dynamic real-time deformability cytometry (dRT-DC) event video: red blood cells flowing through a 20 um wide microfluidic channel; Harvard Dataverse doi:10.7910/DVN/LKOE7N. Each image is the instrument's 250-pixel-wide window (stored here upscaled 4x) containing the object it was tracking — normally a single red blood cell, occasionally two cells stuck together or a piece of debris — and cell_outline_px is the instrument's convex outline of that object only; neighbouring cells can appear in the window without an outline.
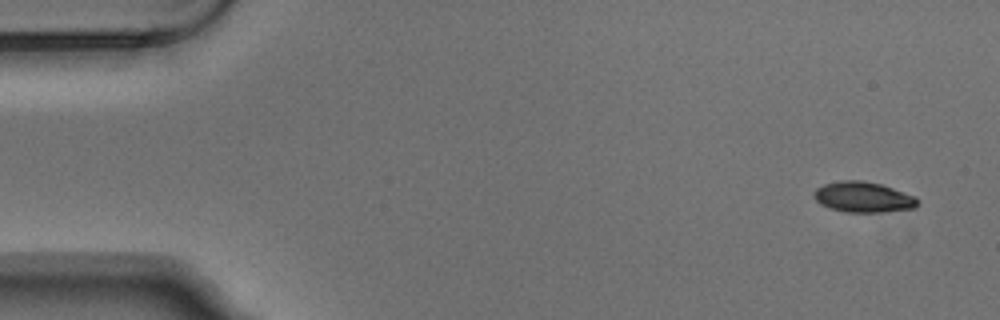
{"species": "Egyptian fruit bat (a non-hibernating species)", "species_latin": "Rousettus aegyptiacus", "temperature_condition": "warm", "stored_images_in_passage": 2, "camera_frame_rate_fps": 3000, "um_per_image_px": 0.085, "animal": {"sex": "male"}, "frame": {"image": 1, "passage_image": 1, "time_ms": 0.0, "image_size_px": [1000, 320], "cell_outline_px": [[920, 200], [916, 208], [884, 212], [848, 212], [828, 208], [820, 204], [812, 196], [812, 192], [816, 188], [824, 184], [844, 180], [860, 180], [880, 184], [916, 196]], "centroid_in_image_um": [73.37, 16.76], "position_along_channel_um": 11.6, "area_um2": 18.61}}
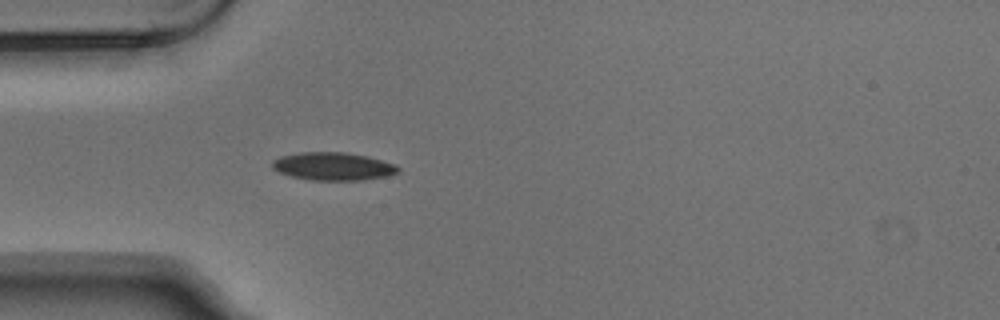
{"frame": {"image": 2, "passage_image": 2, "time_ms": 0.333, "image_size_px": [1000, 320], "cell_outline_px": [[400, 172], [388, 176], [364, 180], [312, 180], [292, 176], [280, 172], [272, 168], [272, 160], [280, 156], [300, 152], [344, 152], [368, 156], [396, 164], [400, 168]], "centroid_in_image_um": [28.35, 14.13], "position_along_channel_um": 56.6, "area_um2": 20.63}}